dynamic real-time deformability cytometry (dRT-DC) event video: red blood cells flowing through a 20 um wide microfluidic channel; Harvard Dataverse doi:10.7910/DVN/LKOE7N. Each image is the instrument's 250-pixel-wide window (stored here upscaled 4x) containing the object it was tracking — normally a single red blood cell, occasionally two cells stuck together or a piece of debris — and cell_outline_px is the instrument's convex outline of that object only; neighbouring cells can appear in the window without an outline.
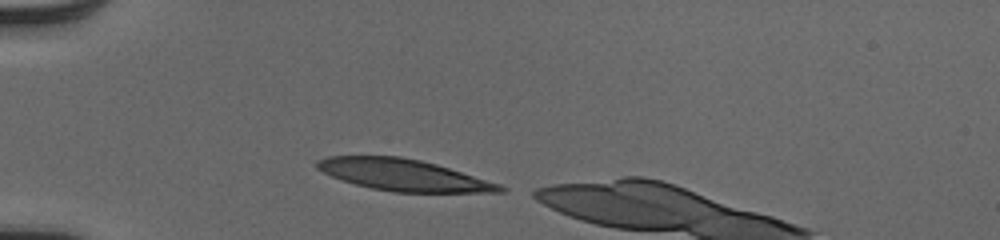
{"species": "human", "species_latin": "Homo sapiens", "temperature_condition": "cold", "stored_images_in_passage": 32, "camera_frame_rate_fps": 3000, "um_per_image_px": 0.085, "donor": {"sex": "male"}, "frame": {"image": 1, "passage_image": 1, "time_ms": 0.0, "image_size_px": [1000, 240], "cell_outline_px": [[508, 188], [504, 192], [392, 192], [372, 188], [356, 184], [332, 176], [316, 168], [316, 160], [328, 156], [400, 156], [420, 160], [436, 164], [500, 184]], "centroid_in_image_um": [34.29, 14.87], "position_along_channel_um": 50.7, "area_um2": 33.29}}
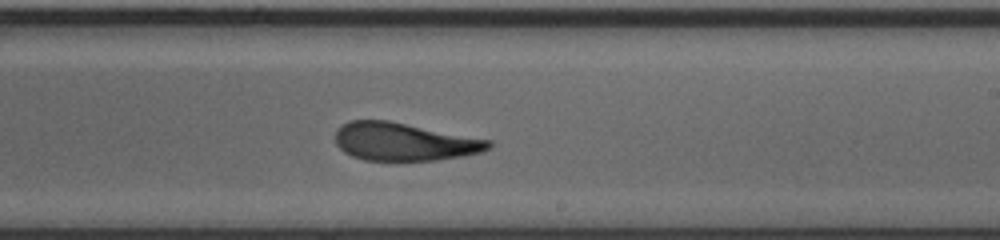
{"frame": {"image": 2, "passage_image": 18, "time_ms": 5.667, "image_size_px": [1000, 240], "cell_outline_px": [[492, 148], [484, 152], [464, 156], [436, 160], [364, 160], [352, 156], [344, 152], [336, 144], [336, 128], [348, 120], [388, 120], [492, 140]], "centroid_in_image_um": [34.37, 12.04], "position_along_channel_um": 254.6, "area_um2": 34.16}}
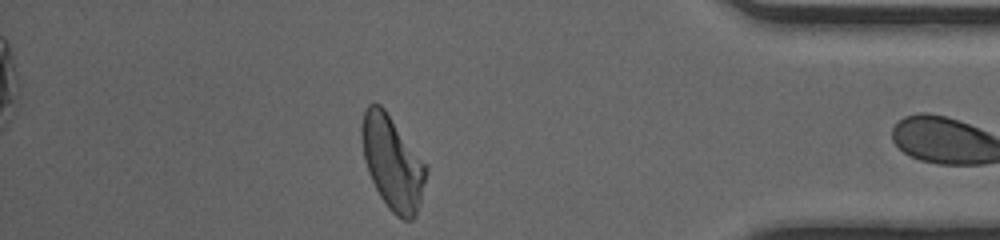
{"frame": {"image": 3, "passage_image": 31, "time_ms": 10.0, "image_size_px": [1000, 240], "cell_outline_px": [[428, 172], [420, 204], [416, 216], [412, 220], [404, 220], [396, 216], [388, 208], [380, 196], [368, 172], [364, 160], [360, 136], [360, 128], [364, 112], [368, 104], [380, 104], [384, 108], [428, 164]], "centroid_in_image_um": [33.38, 13.83], "position_along_channel_um": 401.8, "area_um2": 35.6}}